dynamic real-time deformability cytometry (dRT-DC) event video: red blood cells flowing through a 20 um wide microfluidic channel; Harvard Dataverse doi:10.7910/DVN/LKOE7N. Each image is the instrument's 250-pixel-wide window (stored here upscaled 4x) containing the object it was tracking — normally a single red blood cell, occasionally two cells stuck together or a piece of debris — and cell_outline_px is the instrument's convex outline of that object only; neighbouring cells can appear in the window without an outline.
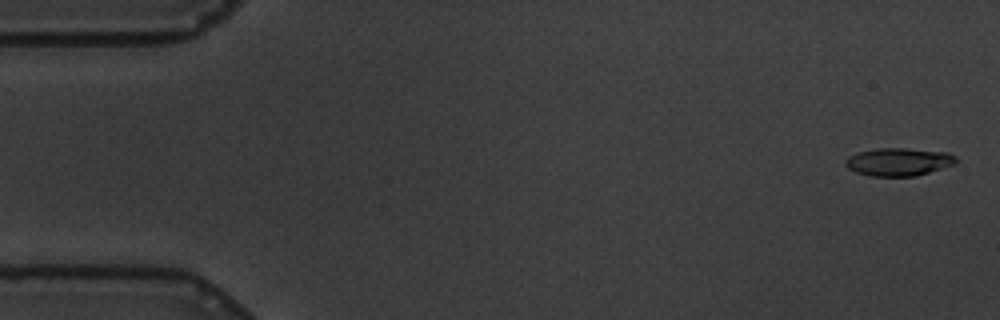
{"species": "common noctule bat (a hibernating species)", "species_latin": "Nyctalus noctula", "temperature_condition": "warm", "stored_images_in_passage": 58, "camera_frame_rate_fps": 3000, "um_per_image_px": 0.085, "animal": {"sex": "male", "body_mass_g": 19.5, "forearm_length_mm": 54.6}, "frame": {"image": 1, "passage_image": 2, "time_ms": 0.333, "image_size_px": [1000, 320], "cell_outline_px": [[956, 164], [916, 176], [872, 176], [856, 172], [848, 168], [844, 164], [844, 160], [848, 156], [856, 152], [876, 148], [908, 148], [948, 152], [956, 156]], "centroid_in_image_um": [76.37, 13.74], "position_along_channel_um": 8.6, "area_um2": 18.21}}
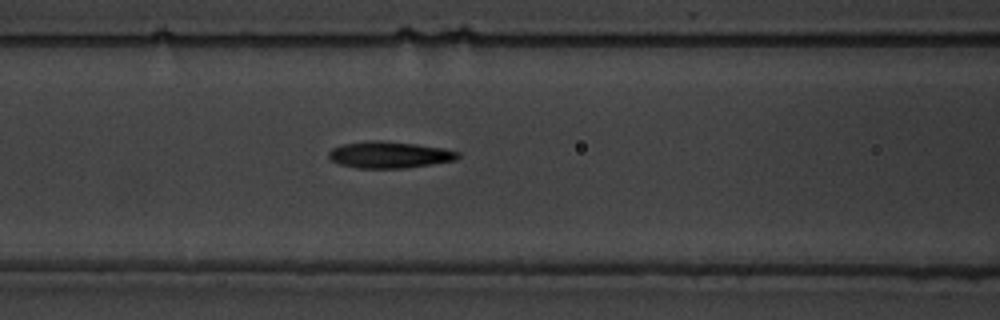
{"frame": {"image": 2, "passage_image": 24, "time_ms": 7.667, "image_size_px": [1000, 320], "cell_outline_px": [[460, 156], [456, 160], [432, 164], [404, 168], [356, 168], [340, 164], [332, 160], [328, 156], [328, 152], [332, 148], [340, 144], [368, 140], [380, 140], [416, 144], [444, 148], [460, 152]], "centroid_in_image_um": [33.09, 13.15], "position_along_channel_um": 133.5, "area_um2": 20.17}}
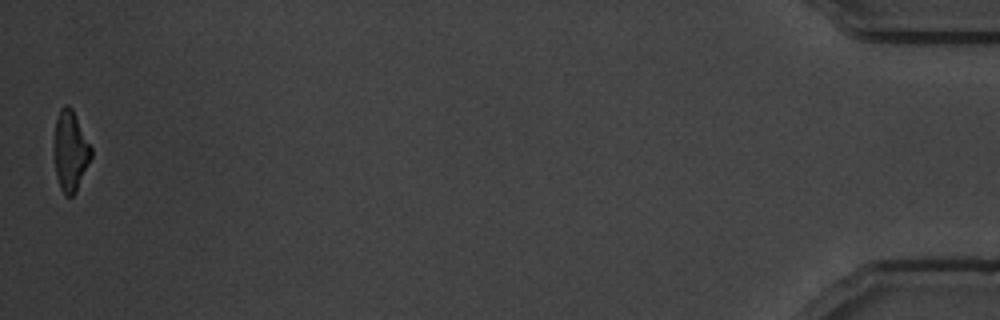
{"frame": {"image": 3, "passage_image": 58, "time_ms": 19.0, "image_size_px": [1000, 320], "cell_outline_px": [[92, 156], [76, 192], [72, 196], [64, 196], [60, 188], [56, 176], [56, 120], [60, 108], [64, 104], [68, 104], [72, 108], [92, 148]], "centroid_in_image_um": [6.02, 12.85], "position_along_channel_um": 429.2, "area_um2": 16.94}, "authors_computed_cell_mechanics": {"area_um2": 19.2185, "velocity_mm_per_s": 3.4634, "shape_relaxation_time_tau1_ms": 4.2682, "shape_relaxation_time_tau2_ms": 2.3932, "deformation_change_tau1": 0.1704, "deformation_change_tau2": 0.1201}}